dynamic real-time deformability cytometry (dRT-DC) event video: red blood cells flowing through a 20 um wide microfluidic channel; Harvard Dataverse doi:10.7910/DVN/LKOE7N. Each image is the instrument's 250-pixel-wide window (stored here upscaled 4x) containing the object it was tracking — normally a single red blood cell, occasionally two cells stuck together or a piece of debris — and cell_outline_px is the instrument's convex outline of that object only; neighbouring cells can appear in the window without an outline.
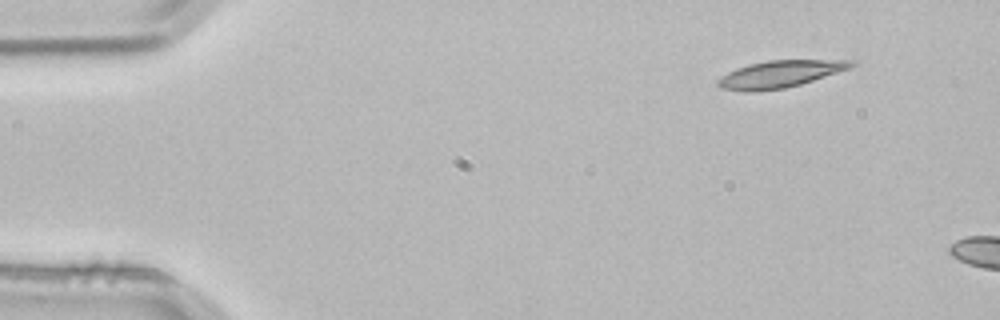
{"species": "common noctule bat (a hibernating species)", "species_latin": "Nyctalus noctula", "temperature_condition": "room temperature", "stored_images_in_passage": 4, "camera_frame_rate_fps": 3000, "um_per_image_px": 0.085, "animal": {"sex": "male", "body_mass_g": 21.5, "forearm_length_mm": 52.0}, "frame": {"image": 1, "passage_image": 1, "time_ms": 0.0, "image_size_px": [1000, 320], "cell_outline_px": [[856, 64], [848, 68], [800, 84], [784, 88], [752, 92], [744, 92], [720, 88], [716, 84], [716, 80], [728, 72], [736, 68], [748, 64], [768, 60], [856, 60]], "centroid_in_image_um": [66.21, 6.3], "position_along_channel_um": 18.8, "area_um2": 20.87}}
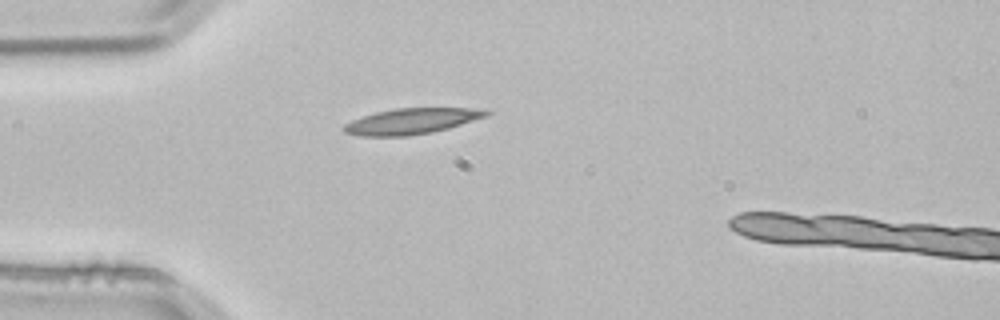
{"frame": {"image": 2, "passage_image": 3, "time_ms": 0.667, "image_size_px": [1000, 320], "cell_outline_px": [[492, 112], [488, 116], [448, 128], [432, 132], [408, 136], [360, 136], [344, 132], [340, 128], [344, 124], [360, 116], [376, 112], [396, 108], [484, 108]], "centroid_in_image_um": [34.98, 10.29], "position_along_channel_um": 50.0, "area_um2": 21.62}}